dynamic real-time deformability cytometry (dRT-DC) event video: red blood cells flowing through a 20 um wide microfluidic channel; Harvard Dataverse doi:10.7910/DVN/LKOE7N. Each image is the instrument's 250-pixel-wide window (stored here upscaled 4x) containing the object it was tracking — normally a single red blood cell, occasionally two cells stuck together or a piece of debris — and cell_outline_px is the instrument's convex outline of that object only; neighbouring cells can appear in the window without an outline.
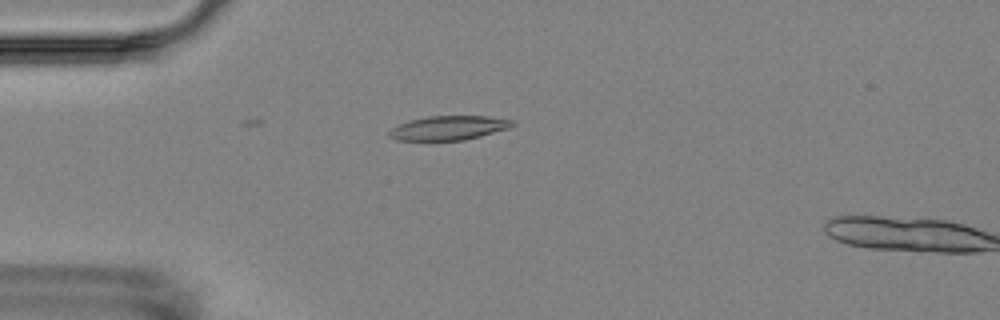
{"species": "Egyptian fruit bat (a non-hibernating species)", "species_latin": "Rousettus aegyptiacus", "temperature_condition": "room temperature", "stored_images_in_passage": 6, "camera_frame_rate_fps": 3000, "um_per_image_px": 0.085, "animal": {"sex": "female"}, "frame": {"image": 1, "passage_image": 5, "time_ms": 4.333, "image_size_px": [1000, 320], "cell_outline_px": [[516, 124], [508, 128], [480, 136], [464, 140], [396, 140], [388, 136], [388, 132], [392, 128], [400, 124], [412, 120], [428, 116], [488, 116], [516, 120]], "centroid_in_image_um": [38.17, 10.87], "position_along_channel_um": 46.8, "area_um2": 17.28}}